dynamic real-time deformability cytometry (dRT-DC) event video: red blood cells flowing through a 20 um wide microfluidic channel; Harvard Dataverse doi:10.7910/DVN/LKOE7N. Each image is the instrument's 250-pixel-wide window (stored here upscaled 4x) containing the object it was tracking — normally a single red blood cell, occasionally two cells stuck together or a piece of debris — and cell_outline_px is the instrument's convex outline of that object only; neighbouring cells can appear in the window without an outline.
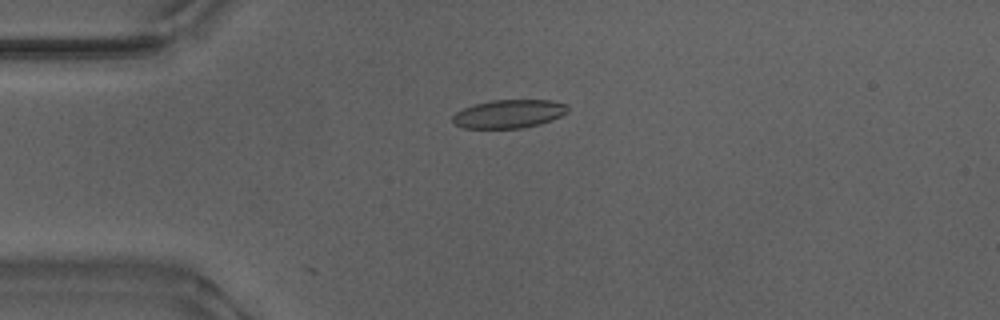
{"species": "Egyptian fruit bat (a non-hibernating species)", "species_latin": "Rousettus aegyptiacus", "temperature_condition": "warm", "stored_images_in_passage": 14, "camera_frame_rate_fps": 3000, "um_per_image_px": 0.085, "animal": {"sex": "male"}, "frame": {"image": 1, "passage_image": 14, "time_ms": 4.333, "image_size_px": [1000, 320], "cell_outline_px": [[568, 112], [552, 120], [540, 124], [520, 128], [464, 128], [456, 124], [452, 120], [452, 116], [456, 112], [464, 108], [476, 104], [492, 100], [552, 100], [564, 104], [568, 108]], "centroid_in_image_um": [43.26, 9.68], "position_along_channel_um": 41.7, "area_um2": 18.9}}